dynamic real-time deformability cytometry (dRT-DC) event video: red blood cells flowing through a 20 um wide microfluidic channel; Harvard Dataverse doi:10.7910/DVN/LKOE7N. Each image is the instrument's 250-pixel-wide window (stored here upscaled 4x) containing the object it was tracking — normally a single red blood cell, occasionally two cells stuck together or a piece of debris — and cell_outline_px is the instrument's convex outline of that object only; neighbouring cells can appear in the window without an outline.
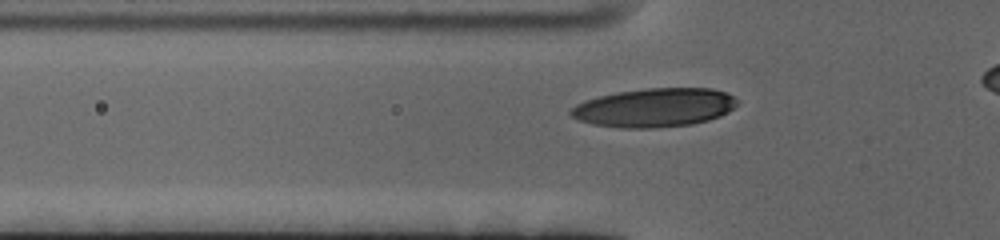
{"species": "human", "species_latin": "Homo sapiens", "temperature_condition": "cold", "stored_images_in_passage": 47, "camera_frame_rate_fps": 3000, "um_per_image_px": 0.085, "donor": {"sex": "female"}, "frame": {"image": 1, "passage_image": 14, "time_ms": 4.333, "image_size_px": [1000, 240], "cell_outline_px": [[740, 100], [728, 112], [720, 116], [708, 120], [692, 124], [652, 128], [620, 128], [592, 124], [580, 120], [572, 116], [568, 112], [576, 104], [584, 100], [616, 92], [648, 88], [712, 88], [728, 92]], "centroid_in_image_um": [55.65, 9.14], "position_along_channel_um": 70.1, "area_um2": 37.74}}
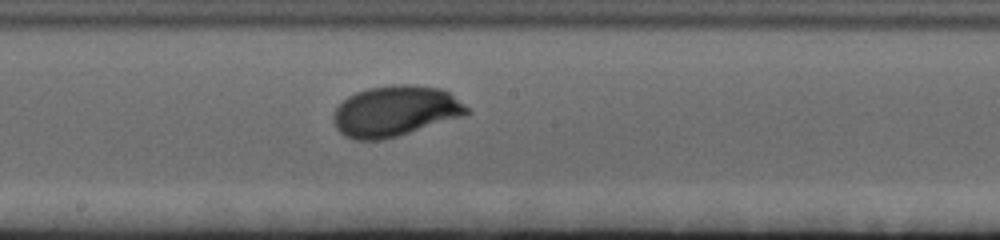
{"frame": {"image": 2, "passage_image": 27, "time_ms": 8.667, "image_size_px": [1000, 240], "cell_outline_px": [[472, 112], [464, 116], [396, 136], [380, 140], [356, 140], [344, 136], [336, 128], [332, 116], [336, 108], [348, 96], [356, 92], [368, 88], [392, 84], [408, 84], [440, 88], [448, 92], [464, 104]], "centroid_in_image_um": [33.58, 9.44], "position_along_channel_um": 214.6, "area_um2": 39.25}}
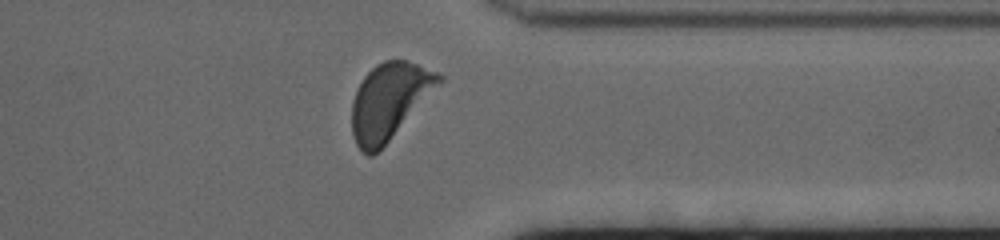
{"frame": {"image": 3, "passage_image": 42, "time_ms": 13.667, "image_size_px": [1000, 240], "cell_outline_px": [[444, 80], [388, 140], [372, 156], [368, 156], [356, 144], [352, 136], [352, 100], [356, 88], [364, 76], [376, 64], [384, 60], [408, 60], [436, 72], [444, 76]], "centroid_in_image_um": [33.06, 8.55], "position_along_channel_um": 378.3, "area_um2": 38.03}}